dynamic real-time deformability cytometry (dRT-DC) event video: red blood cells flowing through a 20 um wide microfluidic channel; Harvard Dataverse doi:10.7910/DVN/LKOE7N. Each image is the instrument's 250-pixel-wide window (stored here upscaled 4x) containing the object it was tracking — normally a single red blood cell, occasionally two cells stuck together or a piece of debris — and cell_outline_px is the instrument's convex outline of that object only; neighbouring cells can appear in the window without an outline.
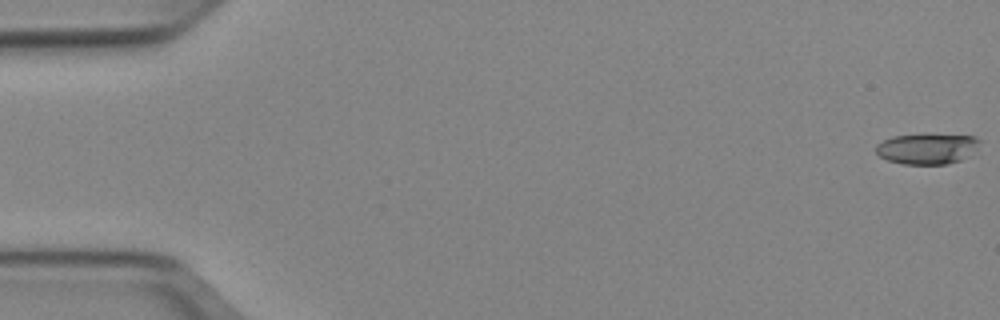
{"species": "Egyptian fruit bat (a non-hibernating species)", "species_latin": "Rousettus aegyptiacus", "temperature_condition": "cold", "stored_images_in_passage": 52, "camera_frame_rate_fps": 3000, "um_per_image_px": 0.085, "animal": {"sex": "female"}, "frame": {"image": 1, "passage_image": 1, "time_ms": 0.0, "image_size_px": [1000, 320], "cell_outline_px": [[980, 140], [976, 148], [960, 160], [948, 164], [904, 164], [888, 160], [880, 156], [876, 152], [876, 144], [892, 136], [924, 132], [976, 136]], "centroid_in_image_um": [78.78, 12.59], "position_along_channel_um": 6.2, "area_um2": 18.96}}
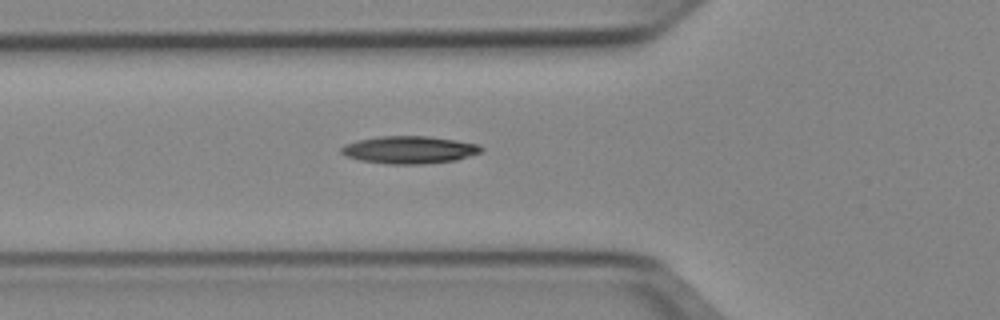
{"frame": {"image": 2, "passage_image": 19, "time_ms": 6.0, "image_size_px": [1000, 320], "cell_outline_px": [[484, 148], [480, 152], [456, 160], [424, 164], [388, 164], [360, 160], [348, 156], [340, 152], [340, 148], [344, 144], [356, 140], [380, 136], [428, 136], [456, 140], [480, 144]], "centroid_in_image_um": [34.79, 12.73], "position_along_channel_um": 91.0, "area_um2": 22.48}}
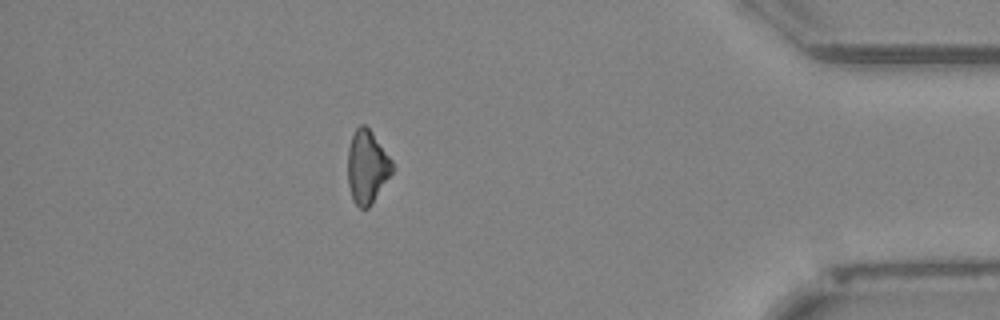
{"frame": {"image": 3, "passage_image": 46, "time_ms": 15.0, "image_size_px": [1000, 320], "cell_outline_px": [[396, 168], [372, 204], [368, 208], [360, 208], [352, 200], [348, 184], [348, 148], [352, 136], [356, 128], [360, 124], [364, 124], [372, 132], [392, 160]], "centroid_in_image_um": [31.22, 14.2], "position_along_channel_um": 404.0, "area_um2": 19.19}, "authors_computed_cell_mechanics": {"area_um2": 20.4034, "velocity_mm_per_s": 3.9626, "shape_relaxation_time_tau1_ms": 9.1161, "shape_relaxation_time_tau2_ms": null, "deformation_change_tau1": 0.1391, "deformation_change_tau2": null}}